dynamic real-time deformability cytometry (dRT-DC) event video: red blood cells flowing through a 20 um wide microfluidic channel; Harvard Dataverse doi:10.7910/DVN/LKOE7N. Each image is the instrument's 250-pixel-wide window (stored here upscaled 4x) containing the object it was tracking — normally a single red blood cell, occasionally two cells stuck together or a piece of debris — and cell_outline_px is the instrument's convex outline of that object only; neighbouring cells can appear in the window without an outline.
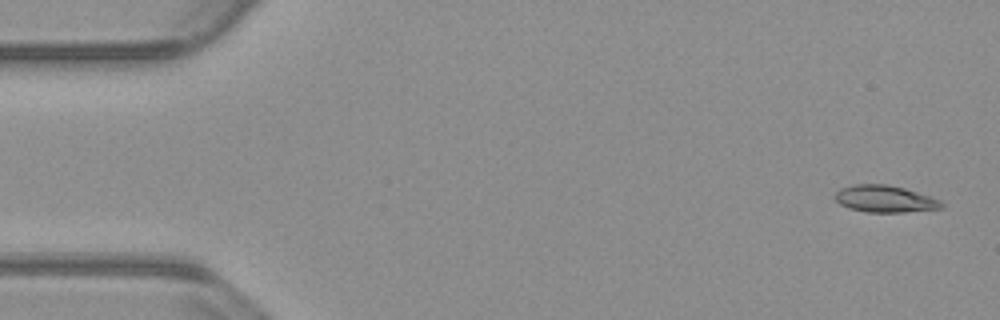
{"species": "common noctule bat (a hibernating species)", "species_latin": "Nyctalus noctula", "temperature_condition": "warm", "stored_images_in_passage": 53, "camera_frame_rate_fps": 3000, "um_per_image_px": 0.085, "animal": {"sex": "male", "body_mass_g": 23.1, "forearm_length_mm": 52.7}, "frame": {"image": 1, "passage_image": 1, "time_ms": 0.0, "image_size_px": [1000, 320], "cell_outline_px": [[944, 208], [904, 212], [868, 212], [848, 208], [840, 204], [836, 200], [836, 192], [840, 188], [856, 184], [888, 184], [904, 188], [940, 200], [944, 204]], "centroid_in_image_um": [75.22, 16.91], "position_along_channel_um": 9.8, "area_um2": 16.59}}
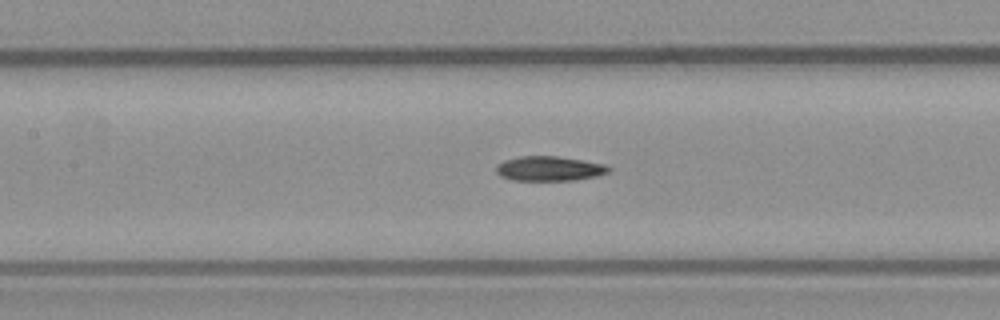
{"frame": {"image": 2, "passage_image": 23, "time_ms": 7.333, "image_size_px": [1000, 320], "cell_outline_px": [[612, 168], [608, 172], [596, 176], [576, 180], [512, 180], [500, 176], [496, 172], [496, 164], [504, 160], [520, 156], [556, 156], [584, 160], [608, 164]], "centroid_in_image_um": [46.71, 14.32], "position_along_channel_um": 160.7, "area_um2": 16.36}}
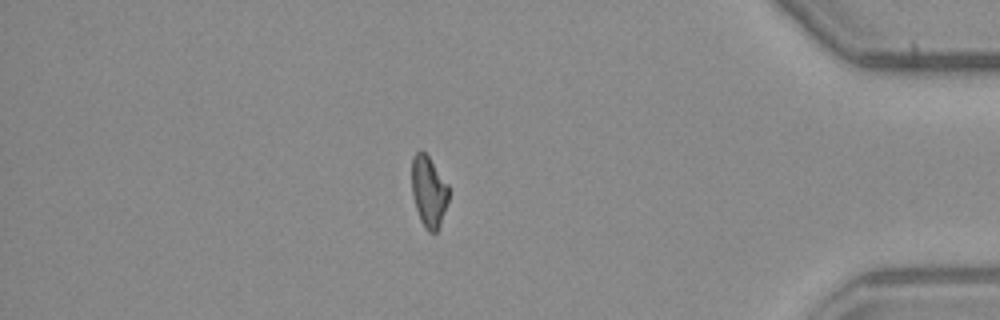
{"frame": {"image": 3, "passage_image": 45, "time_ms": 14.667, "image_size_px": [1000, 320], "cell_outline_px": [[448, 200], [440, 224], [436, 232], [428, 232], [424, 228], [420, 220], [412, 196], [412, 156], [420, 148], [428, 156], [448, 184]], "centroid_in_image_um": [36.42, 16.26], "position_along_channel_um": 398.8, "area_um2": 15.26}}